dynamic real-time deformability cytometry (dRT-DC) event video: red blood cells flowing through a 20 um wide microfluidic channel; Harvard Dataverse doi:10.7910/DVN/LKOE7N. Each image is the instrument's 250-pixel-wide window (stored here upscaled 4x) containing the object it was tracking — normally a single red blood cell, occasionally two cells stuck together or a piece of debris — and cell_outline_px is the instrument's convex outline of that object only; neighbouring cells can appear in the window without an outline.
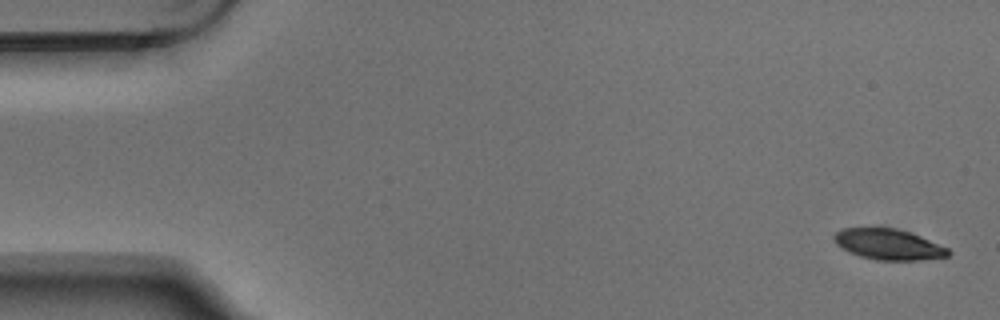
{"species": "Egyptian fruit bat (a non-hibernating species)", "species_latin": "Rousettus aegyptiacus", "temperature_condition": "warm", "stored_images_in_passage": 6, "camera_frame_rate_fps": 3000, "um_per_image_px": 0.085, "animal": {"sex": "male"}, "frame": {"image": 1, "passage_image": 1, "time_ms": 0.0, "image_size_px": [1000, 320], "cell_outline_px": [[952, 252], [948, 256], [920, 260], [876, 260], [860, 256], [836, 244], [832, 236], [836, 232], [844, 228], [896, 228], [920, 236], [948, 248]], "centroid_in_image_um": [75.53, 20.77], "position_along_channel_um": 9.5, "area_um2": 20.17}}
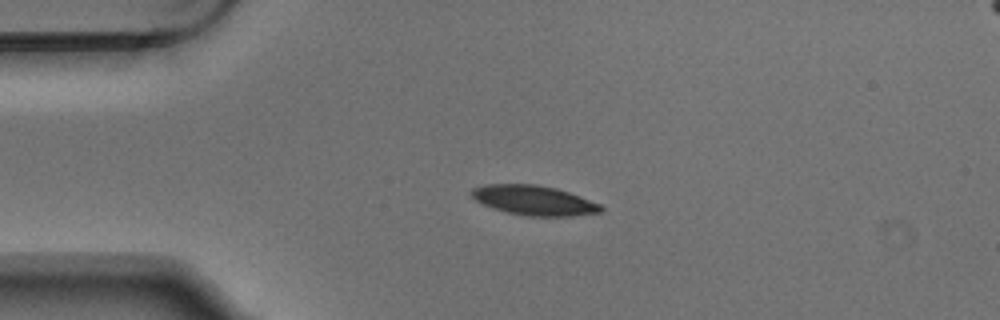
{"frame": {"image": 2, "passage_image": 4, "time_ms": 1.0, "image_size_px": [1000, 320], "cell_outline_px": [[604, 208], [600, 212], [572, 216], [528, 216], [508, 212], [492, 208], [476, 200], [468, 192], [472, 188], [488, 184], [536, 184], [556, 188], [580, 196], [600, 204]], "centroid_in_image_um": [45.37, 17.02], "position_along_channel_um": 39.6, "area_um2": 22.31}}
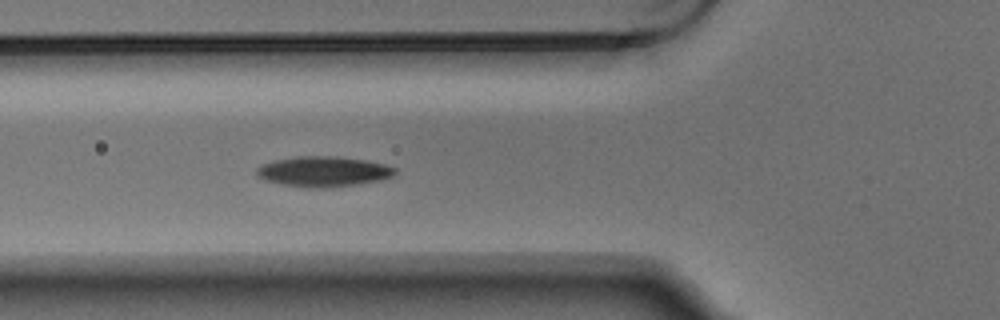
{"frame": {"image": 3, "passage_image": 6, "time_ms": 1.667, "image_size_px": [1000, 320], "cell_outline_px": [[396, 172], [392, 176], [380, 180], [360, 184], [324, 188], [308, 188], [284, 184], [268, 180], [256, 176], [256, 168], [260, 164], [272, 160], [296, 156], [340, 156], [368, 160], [384, 164], [396, 168]], "centroid_in_image_um": [27.49, 14.56], "position_along_channel_um": 98.3, "area_um2": 24.68}}